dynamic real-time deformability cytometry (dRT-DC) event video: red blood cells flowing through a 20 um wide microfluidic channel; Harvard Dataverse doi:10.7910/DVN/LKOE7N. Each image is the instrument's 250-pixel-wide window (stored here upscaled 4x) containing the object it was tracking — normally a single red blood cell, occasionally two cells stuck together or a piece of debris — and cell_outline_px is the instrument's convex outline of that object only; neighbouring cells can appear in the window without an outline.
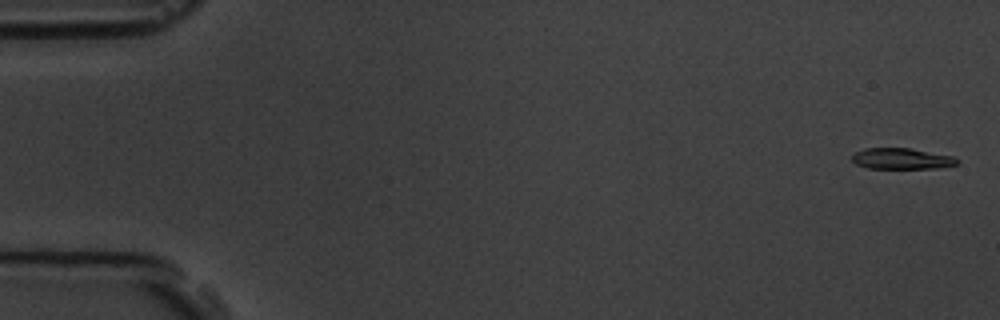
{"species": "common noctule bat (a hibernating species)", "species_latin": "Nyctalus noctula", "temperature_condition": "room temperature", "stored_images_in_passage": 7, "camera_frame_rate_fps": 3000, "um_per_image_px": 0.085, "animal": {"sex": "male", "body_mass_g": 19.5, "forearm_length_mm": 54.6}, "frame": {"image": 1, "passage_image": 1, "time_ms": 0.0, "image_size_px": [1000, 320], "cell_outline_px": [[960, 160], [956, 164], [944, 168], [868, 168], [856, 164], [852, 160], [852, 156], [856, 152], [864, 148], [912, 148], [956, 156]], "centroid_in_image_um": [76.71, 13.48], "position_along_channel_um": 8.3, "area_um2": 13.06}}
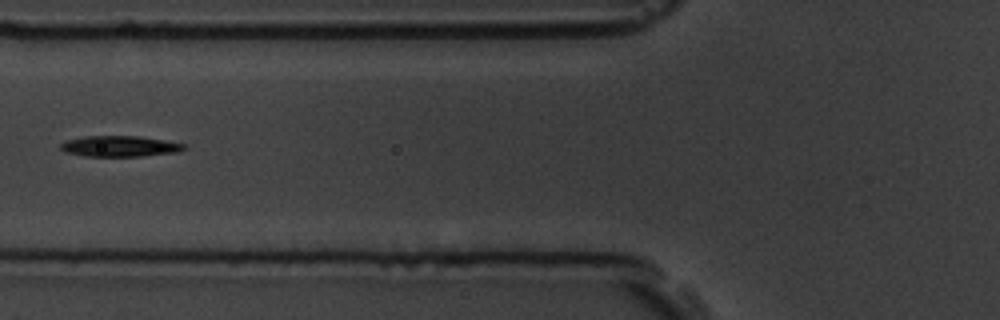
{"frame": {"image": 2, "passage_image": 6, "time_ms": 6.667, "image_size_px": [1000, 320], "cell_outline_px": [[188, 148], [176, 152], [140, 156], [84, 156], [64, 152], [60, 148], [60, 144], [68, 140], [84, 136], [140, 136], [164, 140], [184, 144]], "centroid_in_image_um": [10.16, 12.43], "position_along_channel_um": 115.6, "area_um2": 14.91}}
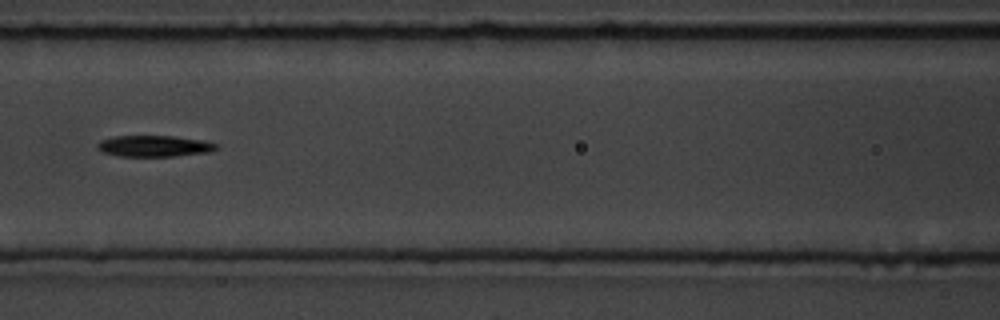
{"frame": {"image": 3, "passage_image": 7, "time_ms": 7.667, "image_size_px": [1000, 320], "cell_outline_px": [[216, 148], [212, 152], [176, 156], [116, 156], [104, 152], [96, 148], [96, 144], [100, 140], [112, 136], [172, 136], [204, 140], [216, 144]], "centroid_in_image_um": [13.08, 12.41], "position_along_channel_um": 153.5, "area_um2": 14.8}}